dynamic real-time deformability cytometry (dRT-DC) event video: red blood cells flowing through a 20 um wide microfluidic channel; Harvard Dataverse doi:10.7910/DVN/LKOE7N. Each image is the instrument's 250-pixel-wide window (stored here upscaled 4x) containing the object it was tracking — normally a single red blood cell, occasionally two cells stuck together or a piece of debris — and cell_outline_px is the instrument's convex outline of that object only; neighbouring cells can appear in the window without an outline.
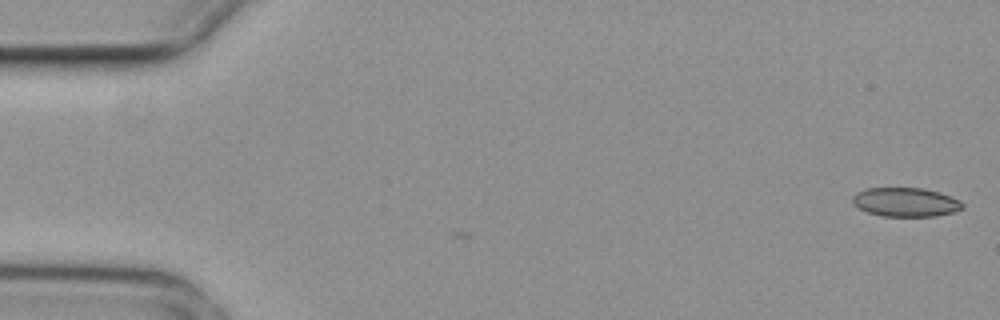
{"species": "common noctule bat (a hibernating species)", "species_latin": "Nyctalus noctula", "temperature_condition": "cold", "stored_images_in_passage": 2, "camera_frame_rate_fps": 3000, "um_per_image_px": 0.085, "animal": {"sex": "female", "body_mass_g": 29.2, "forearm_length_mm": 56.3}, "frame": {"image": 1, "passage_image": 2, "time_ms": 0.333, "image_size_px": [1000, 320], "cell_outline_px": [[964, 208], [952, 212], [936, 216], [884, 216], [868, 212], [860, 208], [852, 200], [852, 196], [856, 192], [864, 188], [924, 188], [940, 192], [960, 200], [964, 204]], "centroid_in_image_um": [77.0, 17.17], "position_along_channel_um": 8.0, "area_um2": 18.55}}